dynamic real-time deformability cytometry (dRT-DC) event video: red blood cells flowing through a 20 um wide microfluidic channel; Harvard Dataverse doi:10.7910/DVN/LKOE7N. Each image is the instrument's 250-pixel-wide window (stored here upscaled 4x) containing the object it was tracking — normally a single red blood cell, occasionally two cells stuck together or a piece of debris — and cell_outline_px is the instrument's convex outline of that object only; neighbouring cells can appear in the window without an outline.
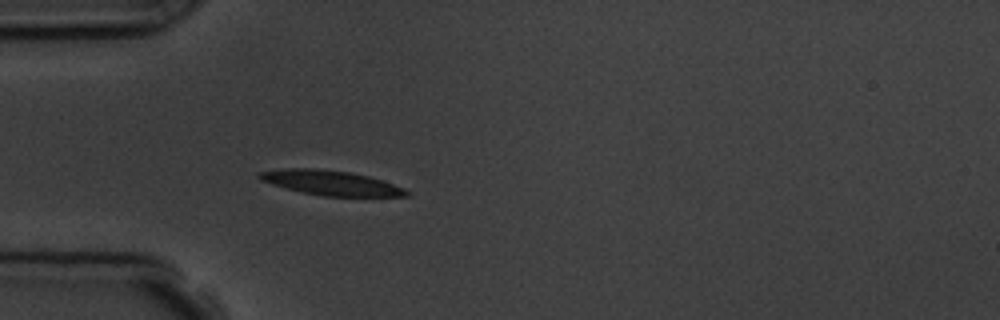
{"species": "common noctule bat (a hibernating species)", "species_latin": "Nyctalus noctula", "temperature_condition": "room temperature", "stored_images_in_passage": 4, "camera_frame_rate_fps": 3000, "um_per_image_px": 0.085, "animal": {"sex": "male", "body_mass_g": 19.5, "forearm_length_mm": 54.6}, "frame": {"image": 1, "passage_image": 4, "time_ms": 3.333, "image_size_px": [1000, 320], "cell_outline_px": [[412, 192], [408, 196], [324, 196], [304, 192], [272, 184], [260, 180], [256, 176], [260, 172], [284, 168], [312, 168], [348, 172], [368, 176], [404, 188]], "centroid_in_image_um": [28.12, 15.54], "position_along_channel_um": 56.9, "area_um2": 20.81}}